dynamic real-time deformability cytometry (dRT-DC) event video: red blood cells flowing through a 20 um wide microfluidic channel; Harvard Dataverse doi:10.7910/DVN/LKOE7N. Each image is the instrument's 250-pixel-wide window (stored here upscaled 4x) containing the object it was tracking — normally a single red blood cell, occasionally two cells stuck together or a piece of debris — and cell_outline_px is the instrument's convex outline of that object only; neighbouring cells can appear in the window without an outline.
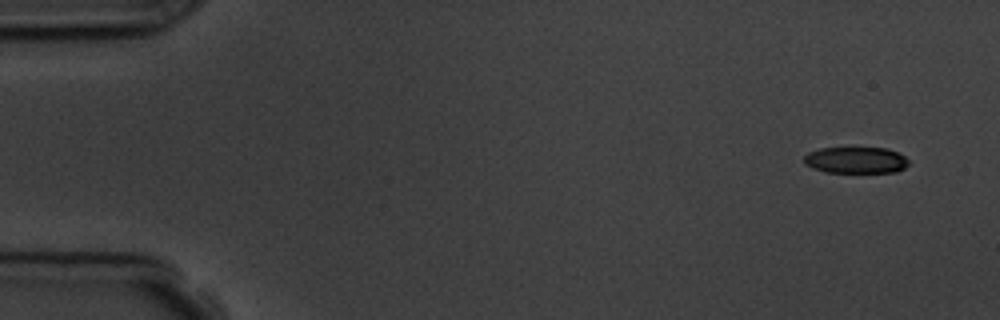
{"species": "common noctule bat (a hibernating species)", "species_latin": "Nyctalus noctula", "temperature_condition": "room temperature", "stored_images_in_passage": 5, "camera_frame_rate_fps": 3000, "um_per_image_px": 0.085, "animal": {"sex": "male", "body_mass_g": 19.5, "forearm_length_mm": 54.6}, "frame": {"image": 1, "passage_image": 1, "time_ms": 0.0, "image_size_px": [1000, 320], "cell_outline_px": [[908, 164], [904, 168], [896, 172], [824, 172], [812, 168], [804, 164], [804, 156], [808, 152], [820, 148], [888, 148], [904, 156], [908, 160]], "centroid_in_image_um": [72.72, 13.61], "position_along_channel_um": 12.3, "area_um2": 16.13}}